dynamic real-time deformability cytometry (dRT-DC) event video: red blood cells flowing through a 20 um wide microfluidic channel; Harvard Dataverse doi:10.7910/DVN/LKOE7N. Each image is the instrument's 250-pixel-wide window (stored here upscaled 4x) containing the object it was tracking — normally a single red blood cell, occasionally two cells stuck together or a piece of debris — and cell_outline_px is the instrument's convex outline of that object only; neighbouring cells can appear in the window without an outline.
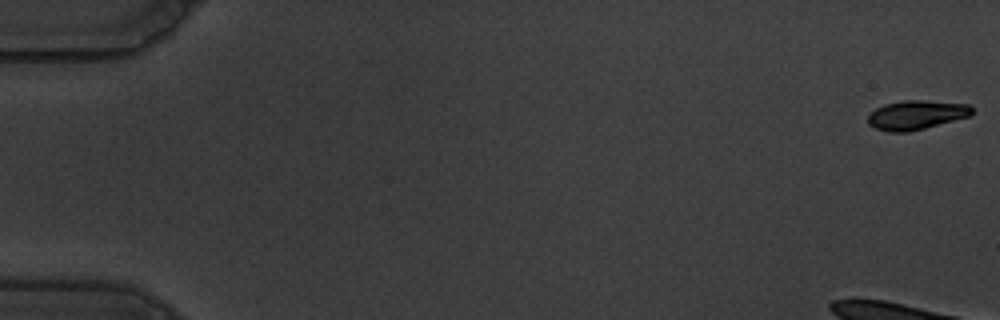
{"species": "common noctule bat (a hibernating species)", "species_latin": "Nyctalus noctula", "temperature_condition": "warm", "stored_images_in_passage": 17, "camera_frame_rate_fps": 3000, "um_per_image_px": 0.085, "animal": {"sex": "male", "body_mass_g": 19.5, "forearm_length_mm": 54.6}, "frame": {"image": 1, "passage_image": 1, "time_ms": 0.0, "image_size_px": [1000, 320], "cell_outline_px": [[972, 116], [908, 132], [888, 132], [876, 128], [868, 124], [868, 116], [876, 108], [884, 104], [904, 100], [920, 100], [968, 104], [972, 108]], "centroid_in_image_um": [77.89, 9.77], "position_along_channel_um": 7.1, "area_um2": 17.63}}
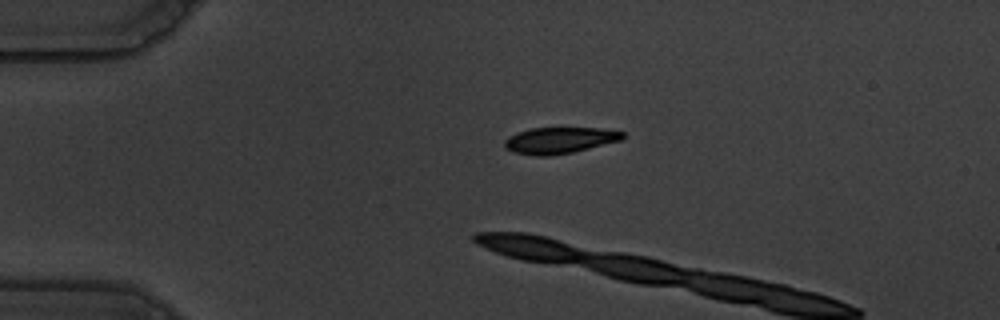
{"frame": {"image": 2, "passage_image": 14, "time_ms": 4.333, "image_size_px": [1000, 320], "cell_outline_px": [[624, 136], [620, 140], [572, 152], [548, 156], [536, 156], [512, 152], [504, 148], [504, 140], [508, 136], [516, 132], [532, 128], [600, 128], [624, 132]], "centroid_in_image_um": [47.49, 11.93], "position_along_channel_um": 37.5, "area_um2": 18.03}}